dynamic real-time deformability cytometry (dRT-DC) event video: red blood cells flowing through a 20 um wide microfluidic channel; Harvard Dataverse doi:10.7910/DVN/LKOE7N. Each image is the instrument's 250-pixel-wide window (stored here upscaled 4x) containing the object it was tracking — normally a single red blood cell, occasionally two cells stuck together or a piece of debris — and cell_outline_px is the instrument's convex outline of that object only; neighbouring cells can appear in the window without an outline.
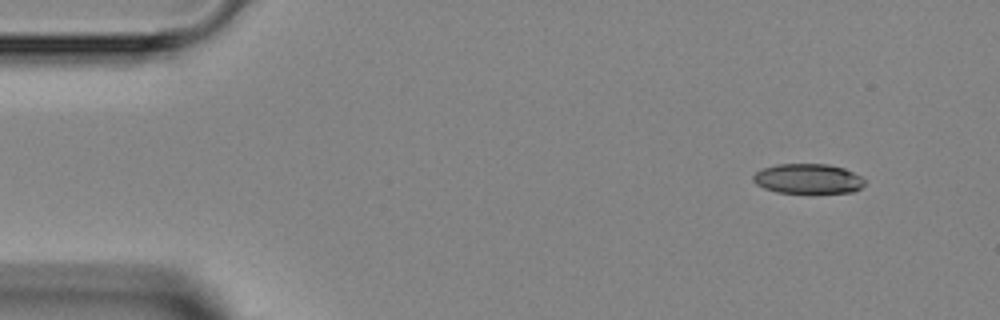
{"species": "Egyptian fruit bat (a non-hibernating species)", "species_latin": "Rousettus aegyptiacus", "temperature_condition": "room temperature", "stored_images_in_passage": 7, "camera_frame_rate_fps": 3000, "um_per_image_px": 0.085, "animal": {"sex": "female"}, "frame": {"image": 1, "passage_image": 1, "time_ms": 0.0, "image_size_px": [1000, 320], "cell_outline_px": [[864, 184], [860, 188], [852, 192], [776, 192], [764, 188], [756, 184], [752, 180], [752, 176], [756, 172], [764, 168], [776, 164], [828, 164], [844, 168], [860, 176], [864, 180]], "centroid_in_image_um": [68.65, 15.18], "position_along_channel_um": 16.4, "area_um2": 19.19}}
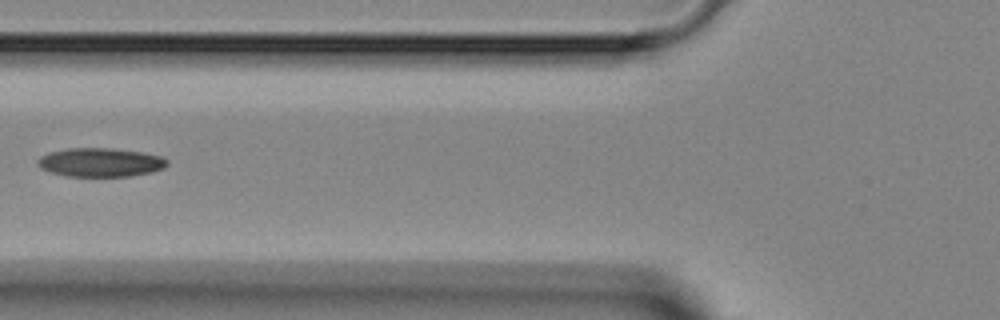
{"frame": {"image": 2, "passage_image": 5, "time_ms": 4.667, "image_size_px": [1000, 320], "cell_outline_px": [[168, 164], [164, 168], [152, 172], [128, 176], [68, 176], [52, 172], [40, 168], [36, 164], [36, 160], [40, 156], [48, 152], [68, 148], [112, 148], [144, 152], [160, 156], [168, 160]], "centroid_in_image_um": [8.52, 13.79], "position_along_channel_um": 117.3, "area_um2": 21.85}}
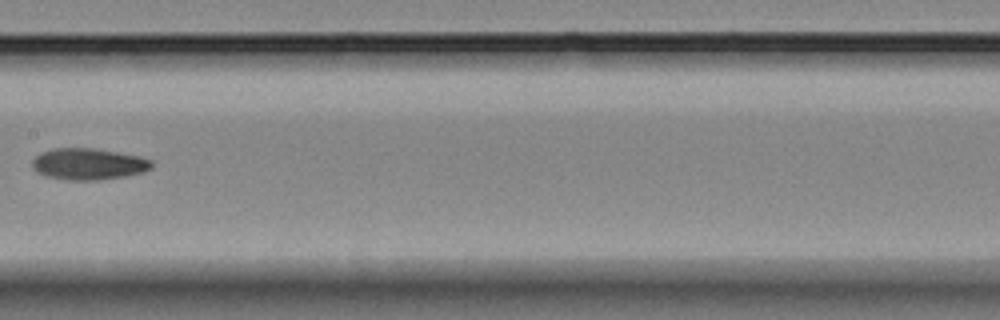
{"frame": {"image": 3, "passage_image": 7, "time_ms": 6.667, "image_size_px": [1000, 320], "cell_outline_px": [[152, 168], [144, 172], [124, 176], [100, 180], [68, 180], [44, 176], [36, 172], [32, 168], [32, 160], [40, 152], [52, 148], [96, 148], [140, 156], [152, 160]], "centroid_in_image_um": [7.5, 13.94], "position_along_channel_um": 199.9, "area_um2": 22.2}}